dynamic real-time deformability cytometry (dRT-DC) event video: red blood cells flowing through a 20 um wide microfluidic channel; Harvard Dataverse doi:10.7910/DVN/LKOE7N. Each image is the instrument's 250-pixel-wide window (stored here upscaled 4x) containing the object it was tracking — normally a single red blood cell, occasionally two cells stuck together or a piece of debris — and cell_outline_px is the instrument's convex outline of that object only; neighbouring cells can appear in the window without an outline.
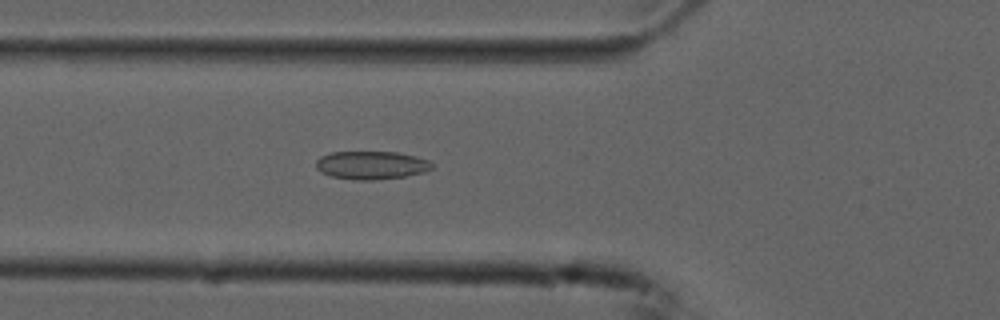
{"species": "common noctule bat (a hibernating species)", "species_latin": "Nyctalus noctula", "temperature_condition": "cold", "stored_images_in_passage": 38, "camera_frame_rate_fps": 3000, "um_per_image_px": 0.085, "animal": {"sex": "male", "forearm_length_mm": 52.5}, "frame": {"image": 1, "passage_image": 7, "time_ms": 2.0, "image_size_px": [1000, 320], "cell_outline_px": [[432, 168], [424, 172], [404, 176], [376, 180], [356, 180], [332, 176], [320, 172], [316, 168], [316, 160], [320, 156], [332, 152], [396, 152], [416, 156], [428, 160], [432, 164]], "centroid_in_image_um": [31.54, 14.04], "position_along_channel_um": 94.3, "area_um2": 19.02}}
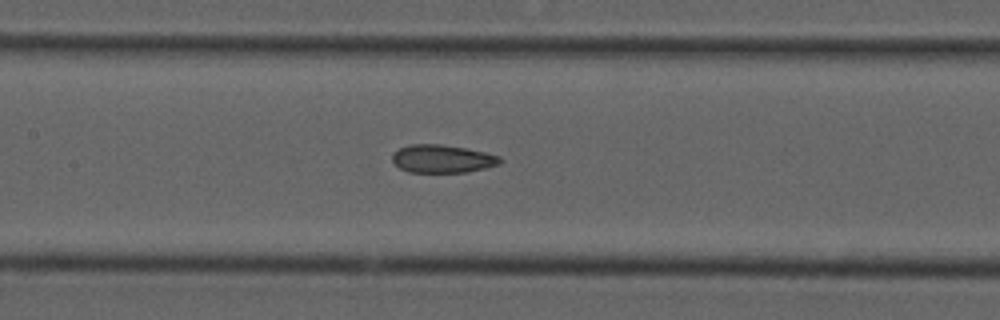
{"frame": {"image": 2, "passage_image": 13, "time_ms": 4.0, "image_size_px": [1000, 320], "cell_outline_px": [[504, 160], [500, 164], [488, 168], [468, 172], [408, 172], [400, 168], [392, 160], [392, 152], [408, 144], [440, 144], [464, 148], [484, 152], [500, 156]], "centroid_in_image_um": [37.62, 13.5], "position_along_channel_um": 169.8, "area_um2": 17.74}}
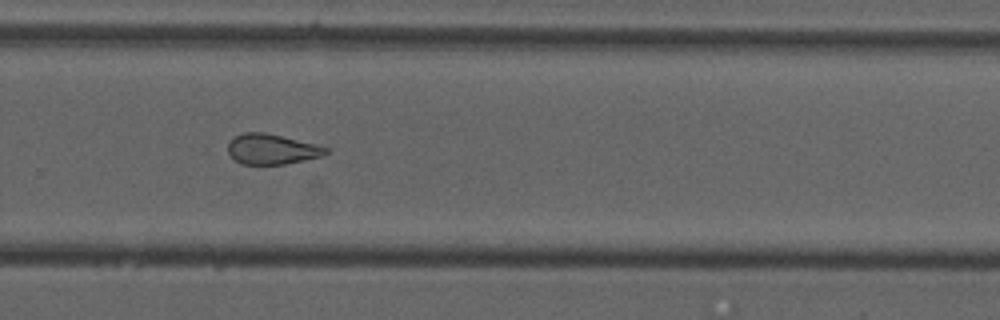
{"frame": {"image": 3, "passage_image": 24, "time_ms": 7.667, "image_size_px": [1000, 320], "cell_outline_px": [[328, 152], [320, 156], [304, 160], [284, 164], [244, 164], [236, 160], [228, 152], [228, 144], [236, 136], [244, 132], [264, 132], [316, 144], [328, 148]], "centroid_in_image_um": [23.1, 12.67], "position_along_channel_um": 306.7, "area_um2": 16.94}, "authors_computed_cell_mechanics": {"area_um2": 18.496, "velocity_mm_per_s": 3.7476, "shape_relaxation_time_tau1_ms": null, "shape_relaxation_time_tau2_ms": 2.0453, "deformation_change_tau1": null, "deformation_change_tau2": 0.0736}}